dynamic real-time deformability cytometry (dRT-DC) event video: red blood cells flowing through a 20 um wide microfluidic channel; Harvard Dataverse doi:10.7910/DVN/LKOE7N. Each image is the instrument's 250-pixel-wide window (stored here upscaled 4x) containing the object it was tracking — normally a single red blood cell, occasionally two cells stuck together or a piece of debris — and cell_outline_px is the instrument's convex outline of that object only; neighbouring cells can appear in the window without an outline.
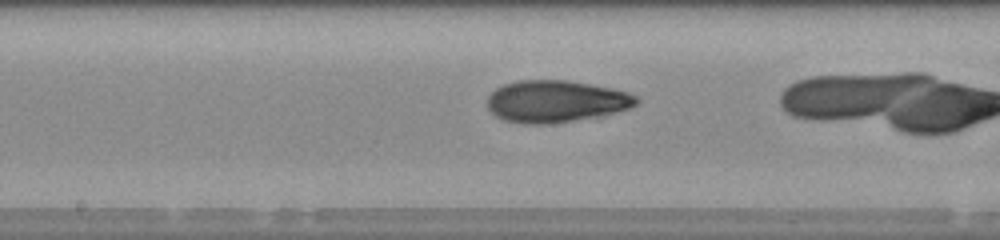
{"species": "human", "species_latin": "Homo sapiens", "temperature_condition": "room temperature", "stored_images_in_passage": 37, "camera_frame_rate_fps": 3000, "um_per_image_px": 0.085, "donor": {"sex": "male"}, "frame": {"image": 1, "passage_image": 25, "time_ms": 8.0, "image_size_px": [1000, 240], "cell_outline_px": [[640, 100], [632, 108], [616, 112], [572, 120], [548, 124], [524, 124], [504, 120], [496, 116], [488, 108], [488, 96], [496, 88], [504, 84], [516, 80], [568, 80], [628, 92], [636, 96]], "centroid_in_image_um": [47.22, 8.61], "position_along_channel_um": 201.0, "area_um2": 36.18}}